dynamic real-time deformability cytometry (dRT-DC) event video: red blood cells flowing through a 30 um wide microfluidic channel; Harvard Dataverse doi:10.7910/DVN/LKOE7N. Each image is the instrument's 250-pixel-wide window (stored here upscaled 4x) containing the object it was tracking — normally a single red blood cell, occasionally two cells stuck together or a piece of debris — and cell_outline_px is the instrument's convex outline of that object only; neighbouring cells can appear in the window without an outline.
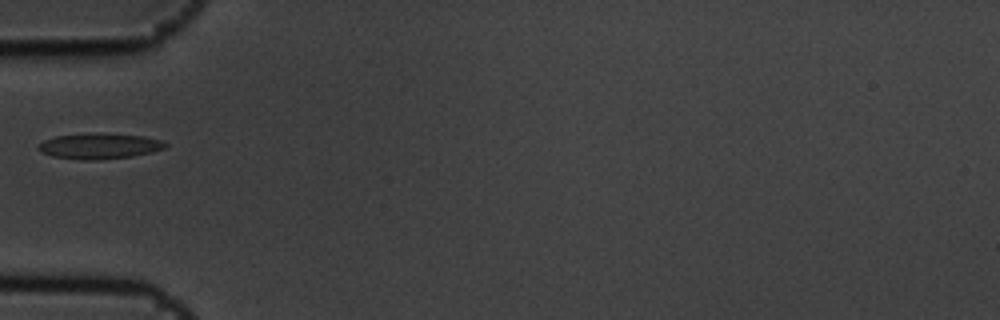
{"species": "common noctule bat (a hibernating species)", "species_latin": "Nyctalus noctula", "temperature_condition": "cold", "stored_images_in_passage": 2, "camera_frame_rate_fps": 3000, "um_per_image_px": 0.085, "animal": {"sex": "male", "body_mass_g": 19.5, "forearm_length_mm": 54.6}, "frame": {"image": 1, "passage_image": 2, "time_ms": 0.333, "image_size_px": [1000, 320], "cell_outline_px": [[168, 144], [164, 148], [152, 152], [132, 156], [100, 160], [84, 160], [52, 156], [40, 152], [36, 148], [44, 140], [56, 136], [92, 132], [100, 132], [144, 136], [160, 140]], "centroid_in_image_um": [8.43, 12.4], "position_along_channel_um": 76.6, "area_um2": 19.19}}